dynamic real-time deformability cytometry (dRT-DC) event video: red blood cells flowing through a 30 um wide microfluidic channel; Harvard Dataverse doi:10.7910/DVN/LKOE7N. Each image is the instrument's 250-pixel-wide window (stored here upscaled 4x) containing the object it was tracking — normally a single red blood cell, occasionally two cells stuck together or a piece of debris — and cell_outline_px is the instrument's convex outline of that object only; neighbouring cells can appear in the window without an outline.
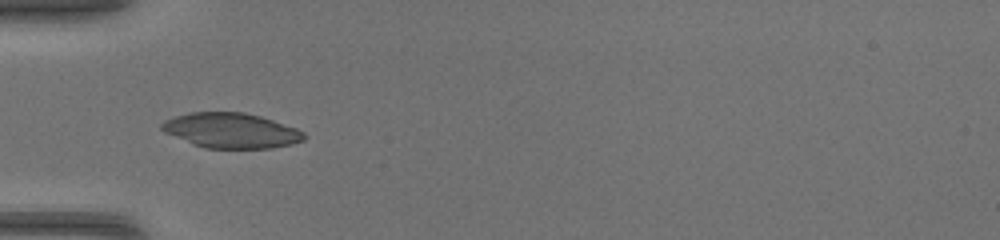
{"species": "common noctule bat (a hibernating species)", "species_latin": "Nyctalus noctula", "temperature_condition": "warm", "stored_images_in_passage": 31, "camera_frame_rate_fps": 3000, "um_per_image_px": 0.085, "animal": {"sex": "female", "body_mass_g": 17.0, "forearm_length_mm": 48.0}, "frame": {"image": 1, "passage_image": 1, "time_ms": 0.0, "image_size_px": [1000, 240], "cell_outline_px": [[308, 136], [304, 140], [292, 144], [272, 148], [204, 148], [192, 144], [164, 132], [160, 128], [160, 124], [164, 120], [188, 112], [244, 112], [260, 116], [296, 128], [304, 132]], "centroid_in_image_um": [19.64, 11.09], "position_along_channel_um": 65.4, "area_um2": 29.19}}
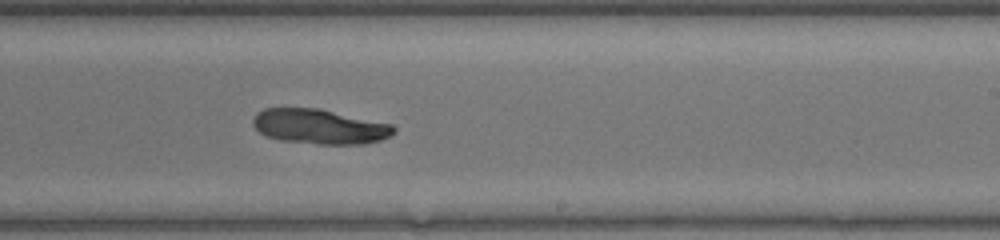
{"frame": {"image": 2, "passage_image": 14, "time_ms": 4.333, "image_size_px": [1000, 240], "cell_outline_px": [[396, 132], [380, 140], [364, 144], [316, 144], [280, 140], [264, 136], [252, 124], [252, 120], [256, 112], [264, 108], [320, 108], [392, 124], [396, 128]], "centroid_in_image_um": [27.15, 10.75], "position_along_channel_um": 261.9, "area_um2": 28.84}}
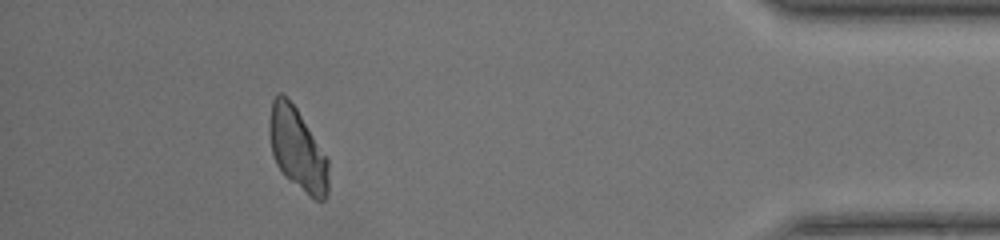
{"frame": {"image": 3, "passage_image": 27, "time_ms": 8.667, "image_size_px": [1000, 240], "cell_outline_px": [[328, 192], [324, 200], [316, 200], [284, 176], [276, 164], [272, 152], [268, 132], [268, 124], [272, 100], [276, 92], [284, 92], [296, 108], [328, 156]], "centroid_in_image_um": [25.27, 12.63], "position_along_channel_um": 409.9, "area_um2": 28.67}}